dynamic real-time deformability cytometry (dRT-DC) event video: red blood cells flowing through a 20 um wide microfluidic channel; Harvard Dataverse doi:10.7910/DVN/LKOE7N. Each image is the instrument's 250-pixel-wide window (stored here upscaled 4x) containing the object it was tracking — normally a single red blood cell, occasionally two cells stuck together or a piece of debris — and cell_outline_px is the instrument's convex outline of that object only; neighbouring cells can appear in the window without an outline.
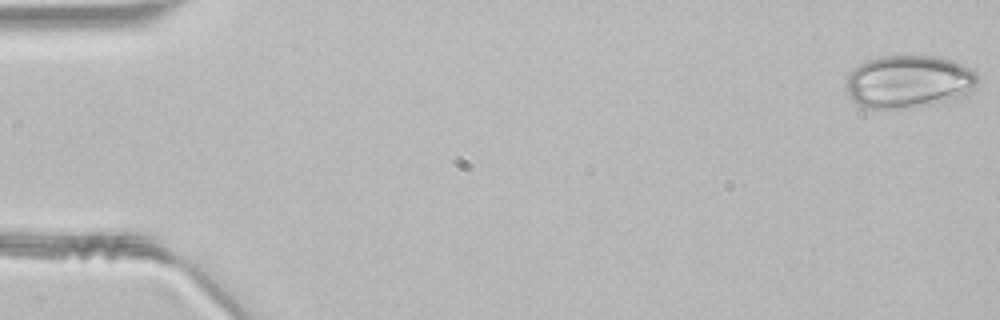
{"species": "common noctule bat (a hibernating species)", "species_latin": "Nyctalus noctula", "temperature_condition": "room temperature", "stored_images_in_passage": 48, "camera_frame_rate_fps": 3000, "um_per_image_px": 0.085, "animal": {"sex": "male", "body_mass_g": 21.5, "forearm_length_mm": 52.0}, "frame": {"image": 1, "passage_image": 1, "time_ms": 0.0, "image_size_px": [1000, 320], "cell_outline_px": [[976, 80], [972, 88], [964, 96], [932, 104], [900, 108], [868, 108], [856, 104], [848, 96], [848, 76], [860, 64], [868, 60], [880, 56], [940, 56], [964, 64], [976, 72]], "centroid_in_image_um": [77.24, 6.93], "position_along_channel_um": 7.8, "area_um2": 40.06}}
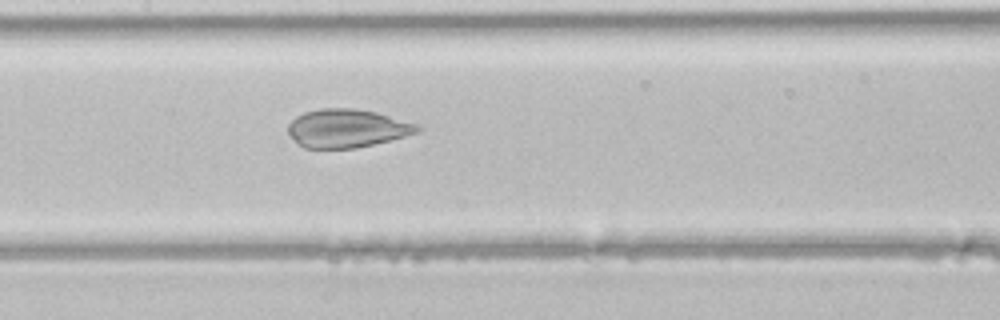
{"frame": {"image": 2, "passage_image": 23, "time_ms": 7.333, "image_size_px": [1000, 320], "cell_outline_px": [[420, 132], [356, 148], [304, 148], [288, 132], [288, 124], [296, 116], [304, 112], [320, 108], [352, 108], [376, 112], [416, 124], [420, 128]], "centroid_in_image_um": [29.47, 10.9], "position_along_channel_um": 177.9, "area_um2": 28.5}}
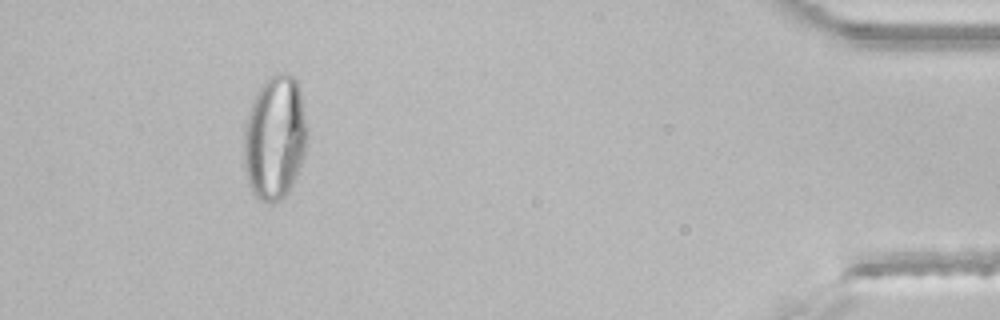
{"frame": {"image": 3, "passage_image": 44, "time_ms": 14.333, "image_size_px": [1000, 320], "cell_outline_px": [[304, 152], [300, 164], [292, 184], [288, 192], [280, 200], [272, 204], [268, 204], [260, 200], [252, 192], [248, 184], [244, 160], [244, 132], [248, 116], [252, 104], [260, 88], [272, 76], [284, 72], [288, 72], [296, 80], [300, 88], [304, 124]], "centroid_in_image_um": [23.33, 11.76], "position_along_channel_um": 411.9, "area_um2": 44.56}}